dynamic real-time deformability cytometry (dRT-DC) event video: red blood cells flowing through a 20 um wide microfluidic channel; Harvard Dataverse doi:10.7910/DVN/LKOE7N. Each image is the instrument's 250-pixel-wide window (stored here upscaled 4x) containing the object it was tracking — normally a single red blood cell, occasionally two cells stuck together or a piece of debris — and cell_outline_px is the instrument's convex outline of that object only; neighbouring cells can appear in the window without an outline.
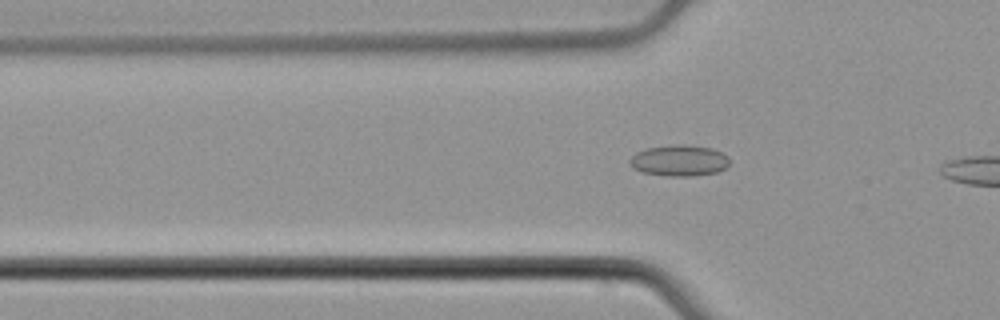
{"species": "common noctule bat (a hibernating species)", "species_latin": "Nyctalus noctula", "temperature_condition": "cold", "stored_images_in_passage": 7, "segment_of_instrument_passage": [2, 2], "camera_frame_rate_fps": 3000, "um_per_image_px": 0.085, "animal": {"sex": "male", "body_mass_g": 21.5, "forearm_length_mm": 52.0}, "frame": {"image": 1, "passage_image": 7, "time_ms": 2.0, "image_size_px": [1000, 320], "cell_outline_px": [[728, 164], [724, 168], [716, 172], [696, 176], [668, 176], [644, 172], [632, 168], [628, 164], [628, 160], [636, 152], [648, 148], [672, 144], [684, 144], [712, 148], [728, 156]], "centroid_in_image_um": [57.7, 13.64], "position_along_channel_um": 68.1, "area_um2": 18.15}}